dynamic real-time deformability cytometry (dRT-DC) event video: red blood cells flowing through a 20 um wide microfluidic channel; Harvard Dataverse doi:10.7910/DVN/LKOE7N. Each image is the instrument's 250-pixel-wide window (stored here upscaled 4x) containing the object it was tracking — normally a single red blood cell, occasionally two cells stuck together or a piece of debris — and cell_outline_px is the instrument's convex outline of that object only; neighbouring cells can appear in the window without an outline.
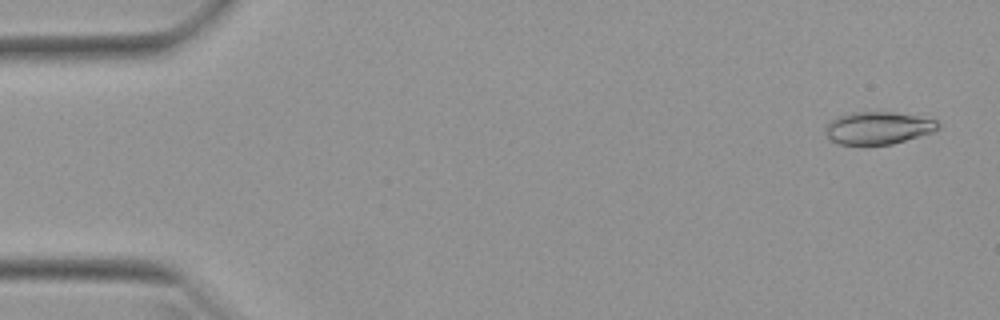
{"species": "Egyptian fruit bat (a non-hibernating species)", "species_latin": "Rousettus aegyptiacus", "temperature_condition": "warm", "stored_images_in_passage": 51, "camera_frame_rate_fps": 3000, "um_per_image_px": 0.085, "animal": {"sex": "female"}, "frame": {"image": 1, "passage_image": 2, "time_ms": 0.333, "image_size_px": [1000, 320], "cell_outline_px": [[940, 128], [932, 132], [892, 144], [840, 144], [832, 140], [824, 132], [828, 124], [832, 120], [840, 116], [852, 112], [892, 112], [916, 116], [936, 120], [940, 124]], "centroid_in_image_um": [74.66, 10.87], "position_along_channel_um": 10.3, "area_um2": 20.92}}
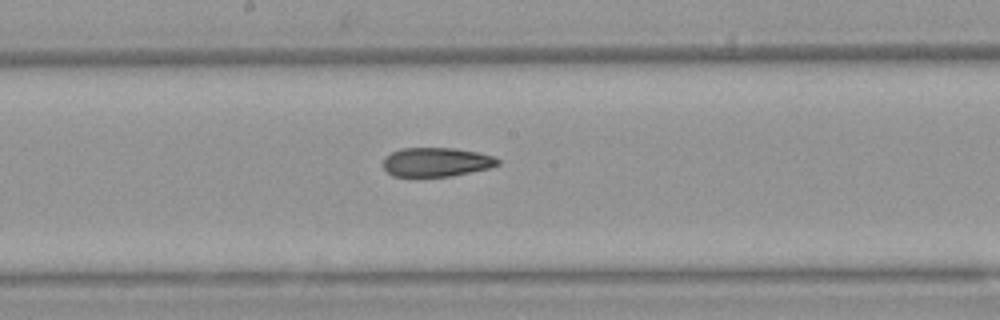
{"frame": {"image": 2, "passage_image": 27, "time_ms": 8.667, "image_size_px": [1000, 320], "cell_outline_px": [[500, 164], [492, 168], [452, 176], [392, 176], [384, 168], [384, 156], [400, 148], [456, 148], [476, 152], [492, 156], [500, 160]], "centroid_in_image_um": [37.11, 13.77], "position_along_channel_um": 211.1, "area_um2": 19.48}}
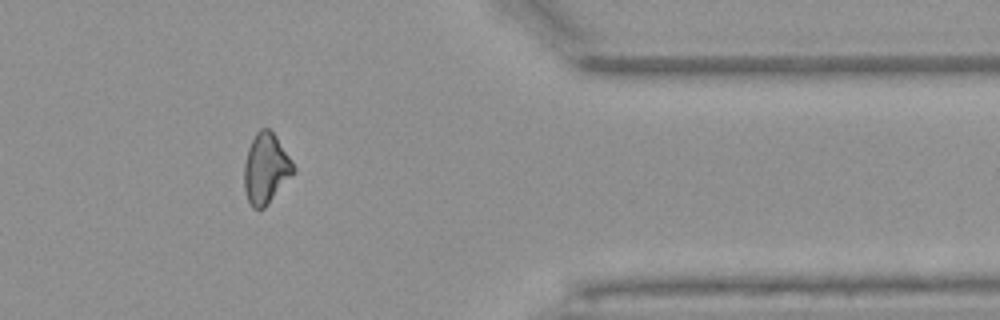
{"frame": {"image": 3, "passage_image": 42, "time_ms": 13.667, "image_size_px": [1000, 320], "cell_outline_px": [[296, 168], [264, 208], [252, 208], [248, 200], [244, 188], [244, 164], [248, 148], [256, 132], [260, 128], [268, 128], [276, 136], [292, 160]], "centroid_in_image_um": [22.58, 14.29], "position_along_channel_um": 388.8, "area_um2": 19.77}, "authors_computed_cell_mechanics": {"area_um2": 20.6924, "velocity_mm_per_s": 3.9775, "shape_relaxation_time_tau1_ms": null, "shape_relaxation_time_tau2_ms": 3.5695, "deformation_change_tau1": null, "deformation_change_tau2": 0.11}}